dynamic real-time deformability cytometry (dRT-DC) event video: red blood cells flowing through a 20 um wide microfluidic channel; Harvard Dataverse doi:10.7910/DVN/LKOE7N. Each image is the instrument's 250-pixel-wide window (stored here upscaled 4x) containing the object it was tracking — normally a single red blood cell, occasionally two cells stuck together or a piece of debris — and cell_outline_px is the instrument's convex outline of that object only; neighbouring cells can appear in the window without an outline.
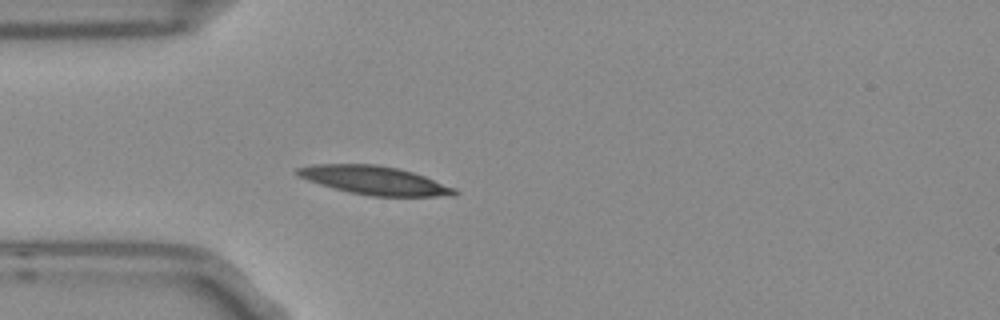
{"species": "Egyptian fruit bat (a non-hibernating species)", "species_latin": "Rousettus aegyptiacus", "temperature_condition": "room temperature", "stored_images_in_passage": 4, "camera_frame_rate_fps": 3000, "um_per_image_px": 0.085, "frame": {"image": 1, "passage_image": 4, "time_ms": 1.0, "image_size_px": [1000, 320], "cell_outline_px": [[460, 192], [456, 196], [372, 196], [348, 192], [332, 188], [296, 176], [292, 172], [296, 168], [312, 164], [376, 164], [396, 168], [412, 172], [424, 176], [456, 188]], "centroid_in_image_um": [31.8, 15.33], "position_along_channel_um": 53.2, "area_um2": 26.3}}